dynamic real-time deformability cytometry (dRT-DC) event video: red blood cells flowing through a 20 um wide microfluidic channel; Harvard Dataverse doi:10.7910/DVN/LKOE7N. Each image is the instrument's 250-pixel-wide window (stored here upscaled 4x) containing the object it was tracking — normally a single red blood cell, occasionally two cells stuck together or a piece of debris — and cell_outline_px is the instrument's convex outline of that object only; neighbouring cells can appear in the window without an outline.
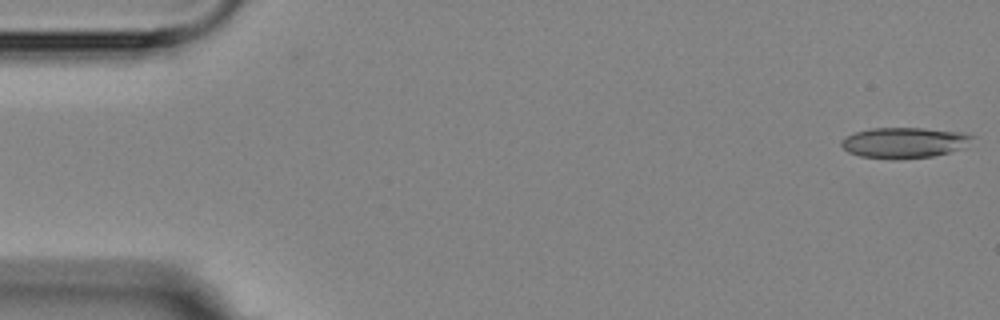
{"species": "Egyptian fruit bat (a non-hibernating species)", "species_latin": "Rousettus aegyptiacus", "temperature_condition": "room temperature", "stored_images_in_passage": 5, "camera_frame_rate_fps": 3000, "um_per_image_px": 0.085, "animal": {"sex": "female"}, "frame": {"image": 1, "passage_image": 1, "time_ms": 0.0, "image_size_px": [1000, 320], "cell_outline_px": [[976, 136], [964, 148], [932, 156], [900, 160], [888, 160], [860, 156], [848, 152], [840, 144], [840, 140], [844, 136], [856, 132], [872, 128], [924, 128], [960, 132]], "centroid_in_image_um": [76.83, 12.14], "position_along_channel_um": 8.2, "area_um2": 23.7}}
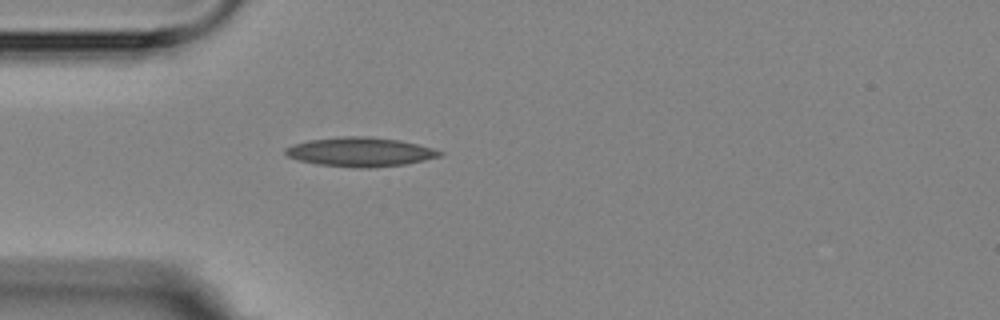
{"frame": {"image": 2, "passage_image": 5, "time_ms": 4.667, "image_size_px": [1000, 320], "cell_outline_px": [[444, 152], [440, 156], [424, 160], [404, 164], [372, 168], [352, 168], [316, 164], [300, 160], [288, 156], [284, 152], [284, 148], [308, 140], [340, 136], [372, 136], [400, 140], [432, 148]], "centroid_in_image_um": [30.61, 12.91], "position_along_channel_um": 54.4, "area_um2": 26.3}}